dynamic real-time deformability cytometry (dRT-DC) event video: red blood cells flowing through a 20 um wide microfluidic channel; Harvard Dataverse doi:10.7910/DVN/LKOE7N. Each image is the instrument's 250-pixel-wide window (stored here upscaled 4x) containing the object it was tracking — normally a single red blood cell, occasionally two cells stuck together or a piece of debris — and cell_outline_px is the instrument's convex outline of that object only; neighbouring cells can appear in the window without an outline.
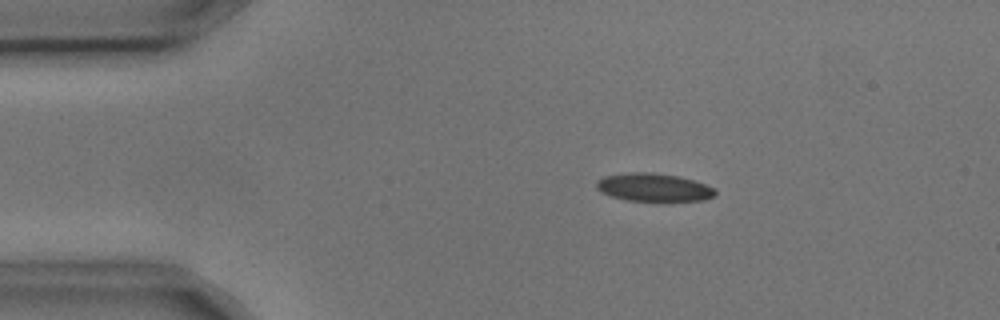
{"species": "common noctule bat (a hibernating species)", "species_latin": "Nyctalus noctula", "temperature_condition": "cold", "stored_images_in_passage": 8, "camera_frame_rate_fps": 3000, "um_per_image_px": 0.085, "animal": {"sex": "male", "body_mass_g": 17.9, "forearm_length_mm": 54.2}, "frame": {"image": 1, "passage_image": 3, "time_ms": 0.667, "image_size_px": [1000, 320], "cell_outline_px": [[716, 196], [704, 200], [628, 200], [612, 196], [600, 192], [596, 188], [596, 180], [604, 176], [628, 172], [648, 172], [676, 176], [692, 180], [716, 188]], "centroid_in_image_um": [55.54, 15.91], "position_along_channel_um": 29.5, "area_um2": 19.19}}
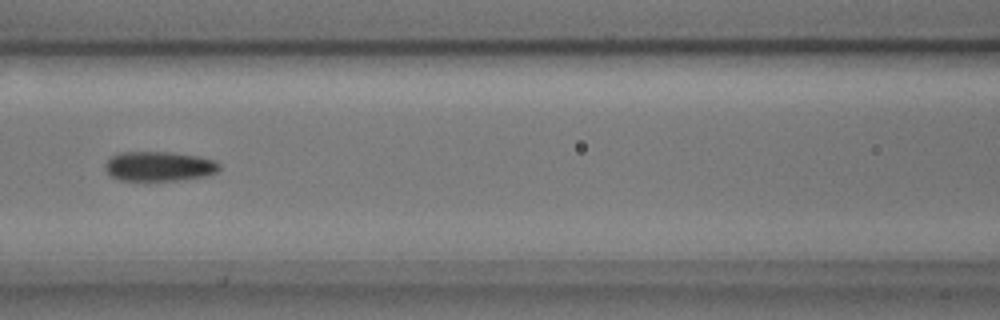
{"frame": {"image": 2, "passage_image": 7, "time_ms": 2.0, "image_size_px": [1000, 320], "cell_outline_px": [[220, 168], [216, 172], [204, 176], [176, 180], [120, 180], [112, 176], [104, 168], [104, 164], [112, 156], [120, 152], [172, 152], [200, 156], [216, 160], [220, 164]], "centroid_in_image_um": [13.54, 14.12], "position_along_channel_um": 153.1, "area_um2": 19.71}}
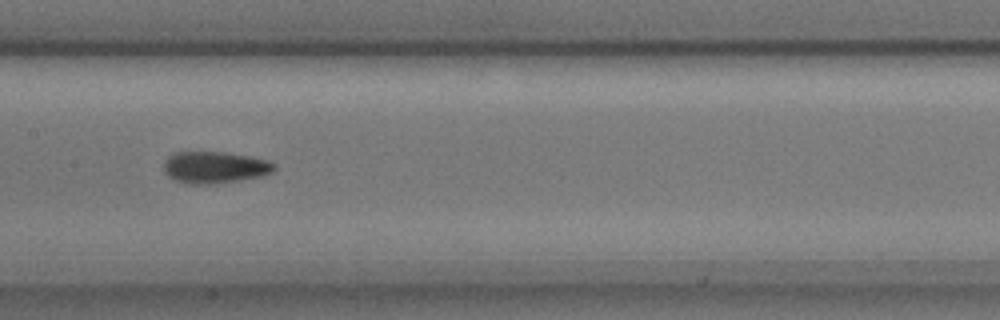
{"frame": {"image": 3, "passage_image": 8, "time_ms": 2.333, "image_size_px": [1000, 320], "cell_outline_px": [[276, 168], [272, 172], [260, 176], [212, 184], [188, 184], [176, 180], [168, 176], [164, 172], [164, 160], [168, 156], [176, 152], [224, 152], [248, 156], [268, 160], [276, 164]], "centroid_in_image_um": [18.23, 14.22], "position_along_channel_um": 189.2, "area_um2": 20.35}}